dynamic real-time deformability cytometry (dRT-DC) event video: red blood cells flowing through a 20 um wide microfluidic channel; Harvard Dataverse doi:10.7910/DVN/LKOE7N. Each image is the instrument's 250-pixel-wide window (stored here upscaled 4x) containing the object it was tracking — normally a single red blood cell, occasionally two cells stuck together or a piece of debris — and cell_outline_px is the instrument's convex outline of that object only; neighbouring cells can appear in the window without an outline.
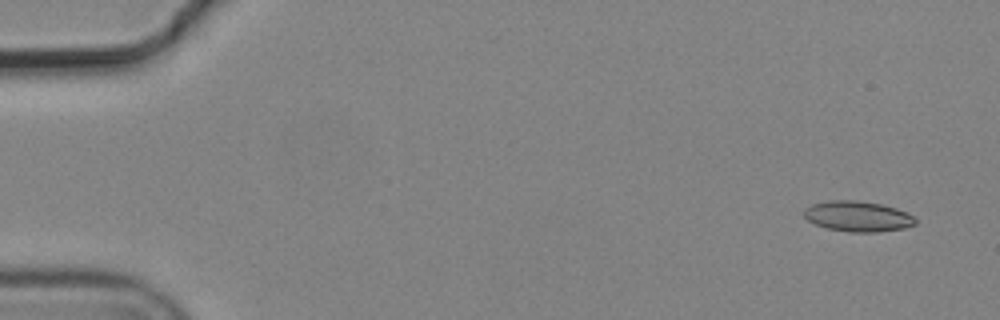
{"species": "common noctule bat (a hibernating species)", "species_latin": "Nyctalus noctula", "temperature_condition": "cold", "stored_images_in_passage": 3, "segment_of_instrument_passage": [2, 2], "camera_frame_rate_fps": 3000, "um_per_image_px": 0.085, "animal": {"sex": "male", "body_mass_g": 19.2, "forearm_length_mm": 51.8}, "frame": {"image": 1, "passage_image": 3, "time_ms": 0.667, "image_size_px": [1000, 320], "cell_outline_px": [[916, 224], [904, 228], [880, 232], [848, 232], [828, 228], [816, 224], [808, 220], [804, 216], [804, 208], [812, 204], [828, 200], [856, 200], [880, 204], [896, 208], [912, 216], [916, 220]], "centroid_in_image_um": [72.89, 18.39], "position_along_channel_um": 12.1, "area_um2": 19.71}}